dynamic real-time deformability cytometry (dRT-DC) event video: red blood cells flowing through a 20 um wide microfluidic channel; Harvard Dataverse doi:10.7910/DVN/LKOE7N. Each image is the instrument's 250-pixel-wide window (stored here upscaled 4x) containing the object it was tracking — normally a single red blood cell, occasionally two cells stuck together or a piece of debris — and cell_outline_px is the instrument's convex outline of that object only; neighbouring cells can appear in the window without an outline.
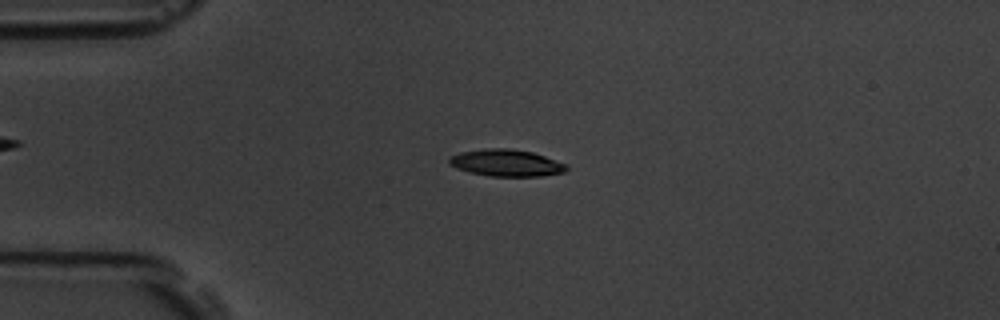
{"species": "common noctule bat (a hibernating species)", "species_latin": "Nyctalus noctula", "temperature_condition": "room temperature", "stored_images_in_passage": 55, "camera_frame_rate_fps": 3000, "um_per_image_px": 0.085, "animal": {"sex": "male", "body_mass_g": 19.5, "forearm_length_mm": 54.6}, "frame": {"image": 1, "passage_image": 13, "time_ms": 4.0, "image_size_px": [1000, 320], "cell_outline_px": [[568, 168], [564, 172], [540, 176], [492, 176], [468, 172], [456, 168], [448, 164], [448, 160], [452, 156], [460, 152], [484, 148], [512, 148], [532, 152], [568, 164]], "centroid_in_image_um": [43.03, 13.84], "position_along_channel_um": 42.0, "area_um2": 18.44}}
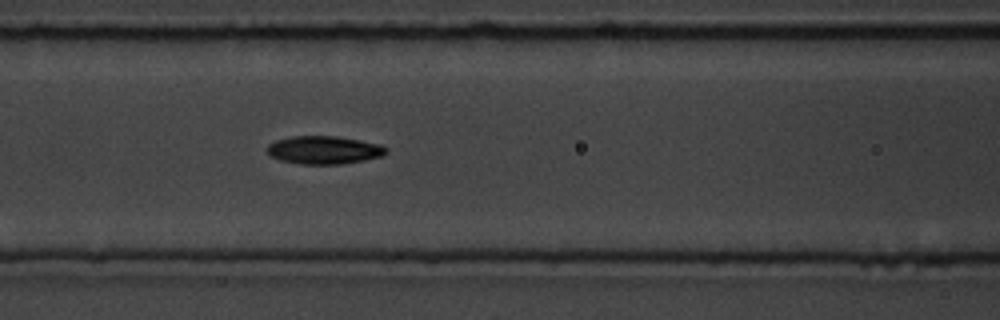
{"frame": {"image": 2, "passage_image": 23, "time_ms": 7.333, "image_size_px": [1000, 320], "cell_outline_px": [[388, 152], [380, 156], [364, 160], [344, 164], [300, 164], [280, 160], [272, 156], [268, 152], [268, 144], [276, 140], [292, 136], [336, 136], [380, 144], [388, 148]], "centroid_in_image_um": [27.55, 12.75], "position_along_channel_um": 139.0, "area_um2": 19.36}}
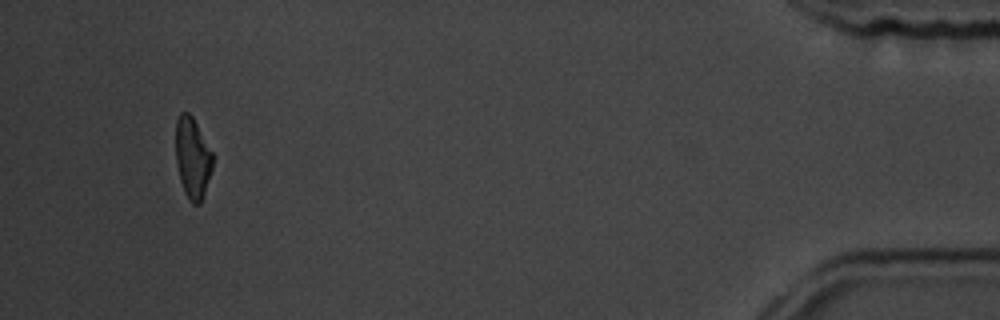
{"frame": {"image": 3, "passage_image": 52, "time_ms": 17.0, "image_size_px": [1000, 320], "cell_outline_px": [[212, 168], [200, 204], [192, 204], [188, 200], [184, 192], [180, 180], [176, 160], [176, 120], [180, 112], [188, 112], [192, 116], [212, 152]], "centroid_in_image_um": [16.35, 13.42], "position_along_channel_um": 418.9, "area_um2": 17.22}, "authors_computed_cell_mechanics": {"area_um2": 18.496, "velocity_mm_per_s": 3.6682, "shape_relaxation_time_tau1_ms": 3.454, "shape_relaxation_time_tau2_ms": 4.3402, "deformation_change_tau1": 0.1547, "deformation_change_tau2": 0.0951}}